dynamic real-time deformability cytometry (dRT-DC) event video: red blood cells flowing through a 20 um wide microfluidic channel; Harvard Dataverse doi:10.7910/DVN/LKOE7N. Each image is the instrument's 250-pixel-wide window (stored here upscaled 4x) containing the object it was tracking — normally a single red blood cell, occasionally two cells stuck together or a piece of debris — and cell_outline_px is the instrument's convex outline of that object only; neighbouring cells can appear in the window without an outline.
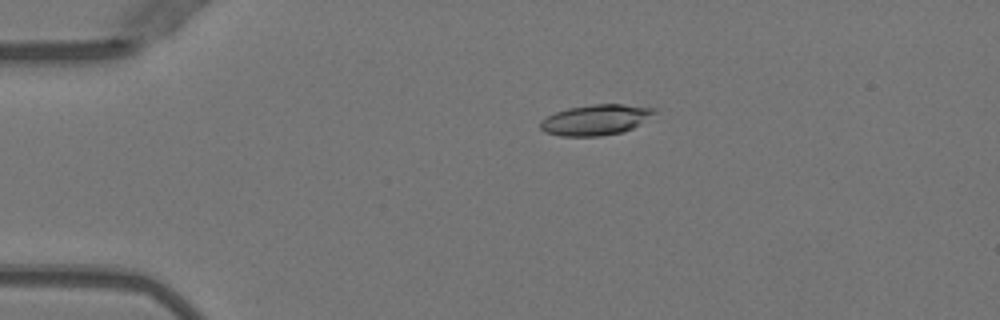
{"species": "Egyptian fruit bat (a non-hibernating species)", "species_latin": "Rousettus aegyptiacus", "temperature_condition": "warm", "stored_images_in_passage": 51, "camera_frame_rate_fps": 3000, "um_per_image_px": 0.085, "animal": {"sex": "female"}, "frame": {"image": 1, "passage_image": 11, "time_ms": 3.333, "image_size_px": [1000, 320], "cell_outline_px": [[660, 108], [656, 112], [632, 128], [620, 132], [600, 136], [560, 136], [544, 132], [540, 128], [540, 120], [556, 112], [568, 108], [592, 104], [624, 104]], "centroid_in_image_um": [50.62, 10.17], "position_along_channel_um": 34.4, "area_um2": 20.23}}
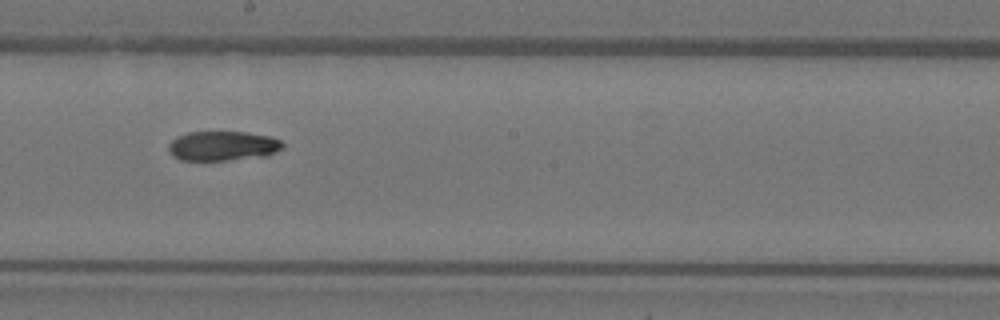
{"frame": {"image": 2, "passage_image": 29, "time_ms": 9.333, "image_size_px": [1000, 320], "cell_outline_px": [[284, 148], [268, 156], [228, 160], [180, 160], [172, 156], [168, 152], [168, 144], [176, 136], [188, 132], [248, 132], [272, 136], [280, 140], [284, 144]], "centroid_in_image_um": [18.95, 12.4], "position_along_channel_um": 229.3, "area_um2": 20.06}}
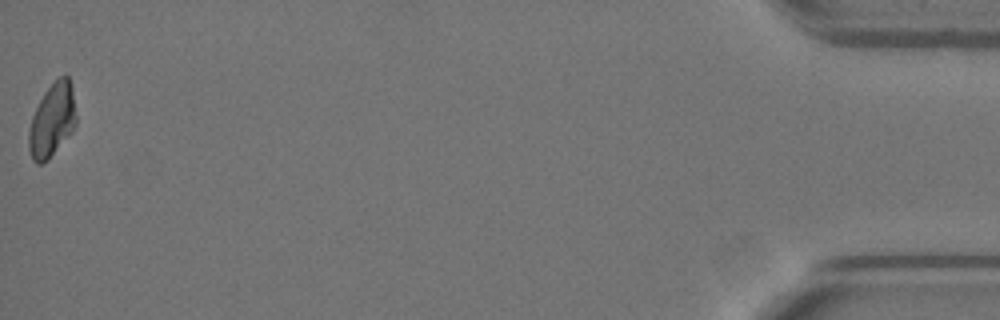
{"frame": {"image": 3, "passage_image": 51, "time_ms": 16.667, "image_size_px": [1000, 320], "cell_outline_px": [[76, 124], [72, 132], [48, 160], [40, 164], [36, 164], [32, 160], [28, 148], [28, 132], [32, 116], [44, 92], [60, 76], [68, 76], [72, 84], [76, 116]], "centroid_in_image_um": [4.43, 10.24], "position_along_channel_um": 430.8, "area_um2": 20.35}, "authors_computed_cell_mechanics": {"area_um2": 20.4612, "velocity_mm_per_s": 4.0323, "shape_relaxation_time_tau1_ms": null, "shape_relaxation_time_tau2_ms": 8.4673, "deformation_change_tau1": null, "deformation_change_tau2": 0.1157}}